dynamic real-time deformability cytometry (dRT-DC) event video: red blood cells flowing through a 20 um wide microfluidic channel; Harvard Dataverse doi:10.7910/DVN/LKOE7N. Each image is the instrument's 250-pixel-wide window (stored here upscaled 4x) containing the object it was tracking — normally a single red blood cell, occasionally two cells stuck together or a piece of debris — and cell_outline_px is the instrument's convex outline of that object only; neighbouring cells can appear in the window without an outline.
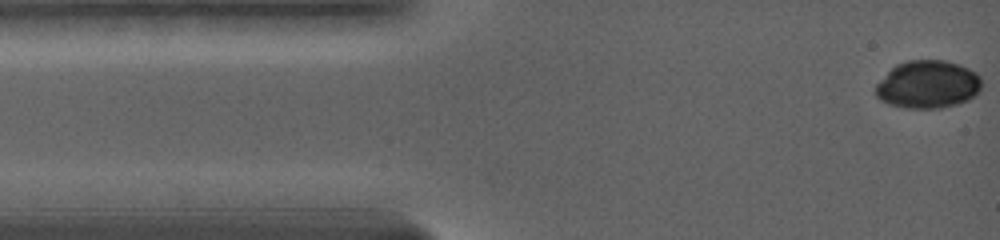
{"species": "common noctule bat (a hibernating species)", "species_latin": "Nyctalus noctula", "temperature_condition": "warm", "stored_images_in_passage": 27, "camera_frame_rate_fps": 5000, "um_per_image_px": 0.085, "animal": {"sex": "female", "body_mass_g": 19.0, "forearm_length_mm": 56.7}, "frame": {"image": 1, "passage_image": 1, "time_ms": 0.0, "image_size_px": [1000, 240], "cell_outline_px": [[980, 88], [972, 96], [964, 100], [952, 104], [932, 108], [912, 108], [892, 104], [876, 96], [876, 84], [896, 64], [908, 60], [944, 60], [968, 68], [980, 80]], "centroid_in_image_um": [78.81, 7.15], "position_along_channel_um": 6.2, "area_um2": 28.44}}
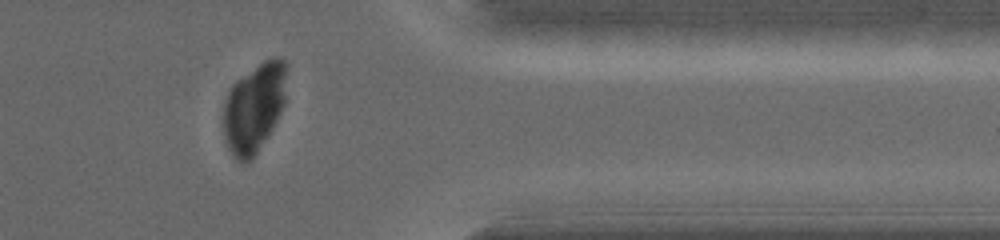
{"frame": {"image": 2, "passage_image": 27, "time_ms": 12.8, "image_size_px": [1000, 240], "cell_outline_px": [[288, 64], [284, 104], [272, 128], [252, 160], [244, 164], [240, 164], [232, 156], [224, 140], [224, 100], [232, 84], [236, 80], [264, 60], [276, 56], [284, 60]], "centroid_in_image_um": [21.59, 9.16], "position_along_channel_um": 389.8, "area_um2": 33.18}}